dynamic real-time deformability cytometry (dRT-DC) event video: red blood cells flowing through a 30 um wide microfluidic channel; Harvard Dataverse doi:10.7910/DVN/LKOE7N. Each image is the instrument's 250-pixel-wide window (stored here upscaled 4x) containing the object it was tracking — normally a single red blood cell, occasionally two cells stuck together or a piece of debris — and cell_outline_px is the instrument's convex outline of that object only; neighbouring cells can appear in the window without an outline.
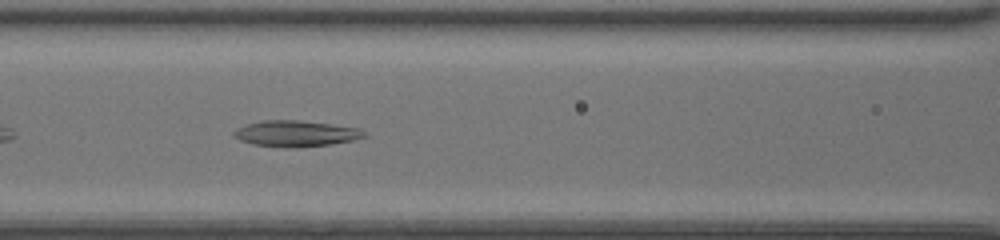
{"species": "common noctule bat (a hibernating species)", "species_latin": "Nyctalus noctula", "temperature_condition": "room temperature", "stored_images_in_passage": 31, "camera_frame_rate_fps": 3000, "um_per_image_px": 0.085, "animal": {"sex": "female", "body_mass_g": 20.0, "forearm_length_mm": 54.0}, "frame": {"image": 1, "passage_image": 7, "time_ms": 2.0, "image_size_px": [1000, 240], "cell_outline_px": [[368, 136], [352, 140], [332, 144], [288, 148], [284, 148], [252, 144], [240, 140], [232, 136], [232, 132], [248, 124], [264, 120], [296, 120], [328, 124], [356, 128], [368, 132]], "centroid_in_image_um": [25.14, 11.36], "position_along_channel_um": 141.5, "area_um2": 19.59}}
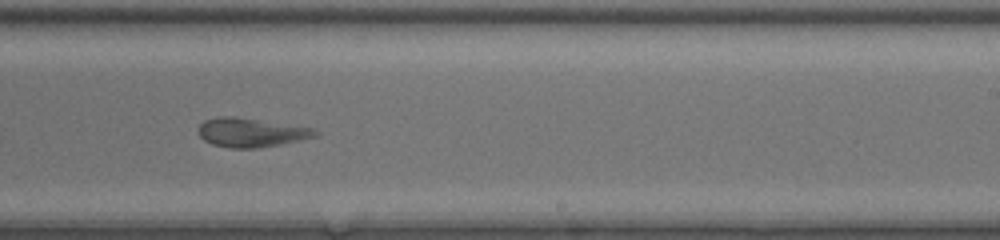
{"frame": {"image": 2, "passage_image": 16, "time_ms": 5.0, "image_size_px": [1000, 240], "cell_outline_px": [[320, 136], [280, 144], [256, 148], [228, 148], [212, 144], [204, 140], [196, 132], [196, 128], [204, 120], [220, 116], [236, 116], [312, 128], [320, 132]], "centroid_in_image_um": [21.31, 11.26], "position_along_channel_um": 267.7, "area_um2": 19.94}}
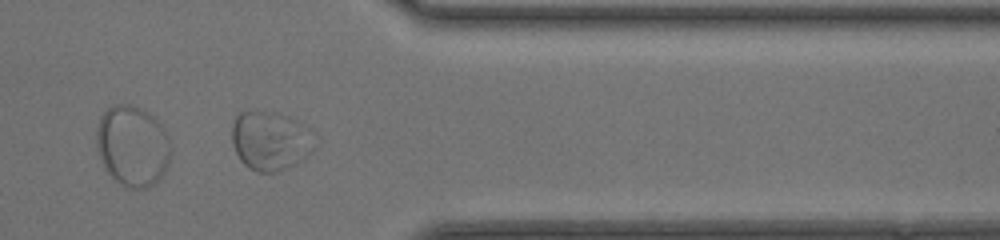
{"frame": {"image": 3, "passage_image": 25, "time_ms": 8.0, "image_size_px": [1000, 240], "cell_outline_px": [[316, 144], [312, 152], [296, 164], [276, 172], [256, 172], [248, 168], [240, 160], [232, 144], [232, 124], [236, 116], [240, 112], [276, 112], [288, 116], [296, 120]], "centroid_in_image_um": [22.93, 11.99], "position_along_channel_um": 388.5, "area_um2": 28.09}}